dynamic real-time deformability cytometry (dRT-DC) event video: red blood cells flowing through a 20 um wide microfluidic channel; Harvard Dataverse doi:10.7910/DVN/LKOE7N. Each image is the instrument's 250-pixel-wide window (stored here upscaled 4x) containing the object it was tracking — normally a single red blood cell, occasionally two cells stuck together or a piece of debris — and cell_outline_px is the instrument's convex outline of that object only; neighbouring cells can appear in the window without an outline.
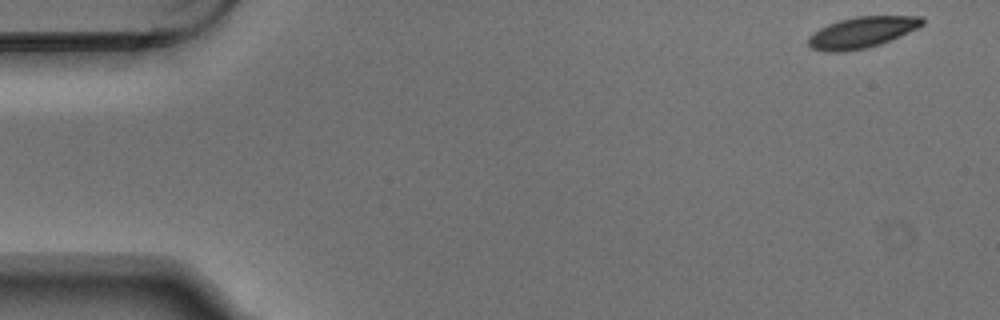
{"species": "Egyptian fruit bat (a non-hibernating species)", "species_latin": "Rousettus aegyptiacus", "temperature_condition": "warm", "stored_images_in_passage": 3, "camera_frame_rate_fps": 3000, "um_per_image_px": 0.085, "animal": {"sex": "male"}, "frame": {"image": 1, "passage_image": 1, "time_ms": 0.0, "image_size_px": [1000, 320], "cell_outline_px": [[924, 24], [908, 32], [880, 44], [868, 48], [840, 52], [824, 52], [812, 48], [808, 44], [808, 36], [820, 28], [828, 24], [840, 20], [856, 16], [920, 16], [924, 20]], "centroid_in_image_um": [73.23, 2.76], "position_along_channel_um": 11.8, "area_um2": 20.52}}